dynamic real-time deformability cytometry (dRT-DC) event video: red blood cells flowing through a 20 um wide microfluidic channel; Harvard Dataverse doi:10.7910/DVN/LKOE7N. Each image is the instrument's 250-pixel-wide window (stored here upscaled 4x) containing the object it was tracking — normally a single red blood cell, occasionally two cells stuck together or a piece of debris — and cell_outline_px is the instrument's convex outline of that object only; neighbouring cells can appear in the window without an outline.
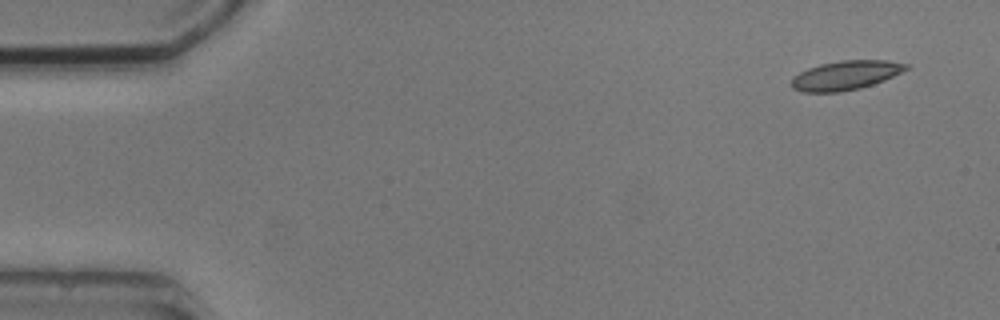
{"species": "common noctule bat (a hibernating species)", "species_latin": "Nyctalus noctula", "temperature_condition": "cold", "stored_images_in_passage": 3, "camera_frame_rate_fps": 3000, "um_per_image_px": 0.085, "animal": {"sex": "male", "body_mass_g": 20.5, "forearm_length_mm": 52.5}, "frame": {"image": 1, "passage_image": 1, "time_ms": 0.0, "image_size_px": [1000, 320], "cell_outline_px": [[908, 68], [884, 80], [860, 88], [840, 92], [804, 92], [792, 88], [792, 80], [800, 72], [808, 68], [820, 64], [840, 60], [888, 60], [908, 64]], "centroid_in_image_um": [71.88, 6.39], "position_along_channel_um": 13.1, "area_um2": 19.25}}